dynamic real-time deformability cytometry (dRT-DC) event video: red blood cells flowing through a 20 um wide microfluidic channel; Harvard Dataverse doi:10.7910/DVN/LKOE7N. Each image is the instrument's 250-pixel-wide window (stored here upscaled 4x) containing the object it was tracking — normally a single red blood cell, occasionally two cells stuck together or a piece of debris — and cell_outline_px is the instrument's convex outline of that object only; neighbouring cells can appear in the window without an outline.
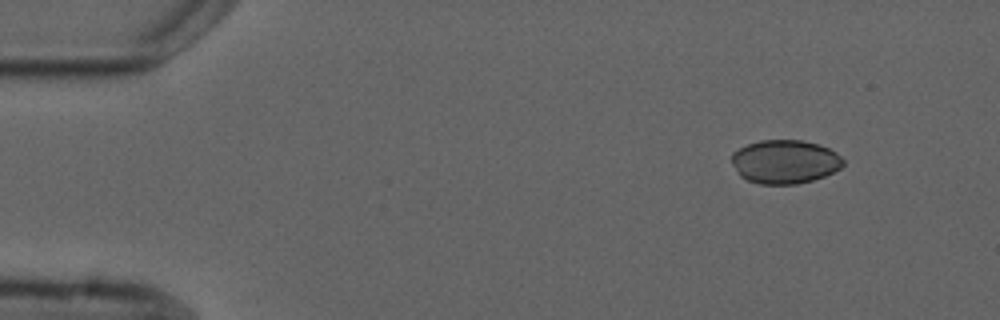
{"species": "common noctule bat (a hibernating species)", "species_latin": "Nyctalus noctula", "temperature_condition": "cold", "stored_images_in_passage": 4, "camera_frame_rate_fps": 3000, "um_per_image_px": 0.085, "animal": {"sex": "male", "forearm_length_mm": 52.5}, "frame": {"image": 1, "passage_image": 1, "time_ms": 0.0, "image_size_px": [1000, 320], "cell_outline_px": [[844, 164], [840, 168], [824, 176], [812, 180], [796, 184], [760, 184], [748, 180], [740, 176], [736, 172], [732, 164], [732, 152], [748, 144], [760, 140], [800, 140], [820, 144], [836, 152], [844, 160]], "centroid_in_image_um": [66.71, 13.74], "position_along_channel_um": 18.3, "area_um2": 28.44}}